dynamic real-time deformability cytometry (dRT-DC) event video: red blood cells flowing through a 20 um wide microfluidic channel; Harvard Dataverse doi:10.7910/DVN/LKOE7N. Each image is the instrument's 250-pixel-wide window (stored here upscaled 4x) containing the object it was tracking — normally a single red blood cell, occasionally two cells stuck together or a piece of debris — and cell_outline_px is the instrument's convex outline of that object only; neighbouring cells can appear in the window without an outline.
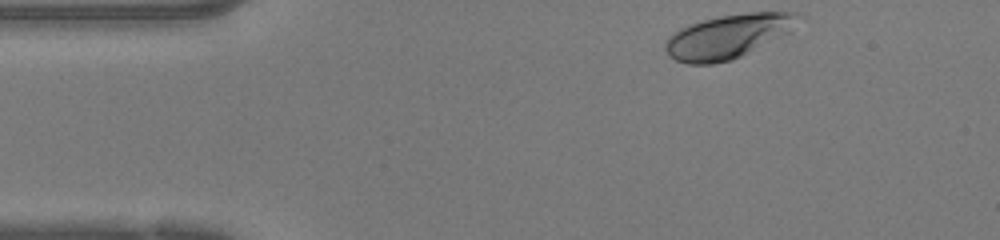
{"species": "human", "species_latin": "Homo sapiens", "temperature_condition": "warm", "stored_images_in_passage": 42, "camera_frame_rate_fps": 3000, "um_per_image_px": 0.085, "donor": {"sex": "female"}, "frame": {"image": 1, "passage_image": 1, "time_ms": 0.0, "image_size_px": [1000, 240], "cell_outline_px": [[804, 16], [792, 32], [732, 60], [712, 64], [688, 64], [676, 60], [668, 56], [664, 48], [664, 44], [668, 36], [680, 28], [704, 20], [720, 16], [748, 12], [796, 12]], "centroid_in_image_um": [61.93, 3.09], "position_along_channel_um": 23.1, "area_um2": 34.33}}
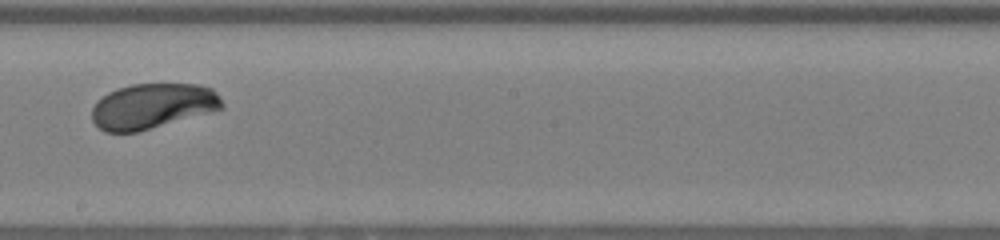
{"frame": {"image": 2, "passage_image": 21, "time_ms": 6.667, "image_size_px": [1000, 240], "cell_outline_px": [[224, 108], [136, 132], [104, 132], [92, 120], [92, 108], [96, 100], [108, 92], [116, 88], [132, 84], [200, 84], [212, 88], [216, 92], [224, 104]], "centroid_in_image_um": [12.94, 9.0], "position_along_channel_um": 235.3, "area_um2": 34.28}}
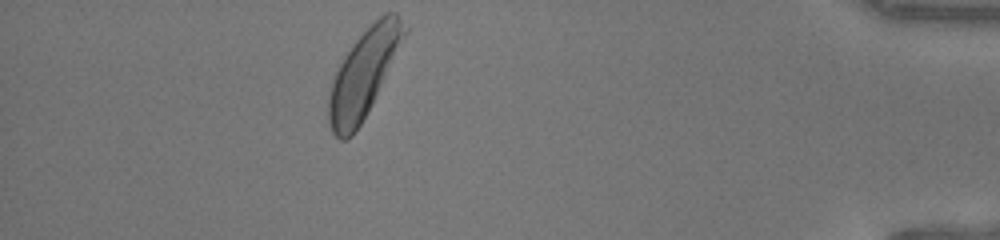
{"frame": {"image": 3, "passage_image": 37, "time_ms": 12.0, "image_size_px": [1000, 240], "cell_outline_px": [[408, 32], [372, 104], [360, 124], [352, 136], [344, 140], [340, 140], [332, 132], [328, 124], [328, 96], [332, 80], [344, 56], [352, 44], [384, 12], [396, 12], [408, 24]], "centroid_in_image_um": [30.93, 6.24], "position_along_channel_um": 404.3, "area_um2": 38.26}, "authors_computed_cell_mechanics": {"area_um2": 34.9979, "velocity_mm_per_s": 4.1959, "shape_relaxation_time_tau1_ms": 2.2274, "shape_relaxation_time_tau2_ms": null, "deformation_change_tau1": 0.1325, "deformation_change_tau2": null}}